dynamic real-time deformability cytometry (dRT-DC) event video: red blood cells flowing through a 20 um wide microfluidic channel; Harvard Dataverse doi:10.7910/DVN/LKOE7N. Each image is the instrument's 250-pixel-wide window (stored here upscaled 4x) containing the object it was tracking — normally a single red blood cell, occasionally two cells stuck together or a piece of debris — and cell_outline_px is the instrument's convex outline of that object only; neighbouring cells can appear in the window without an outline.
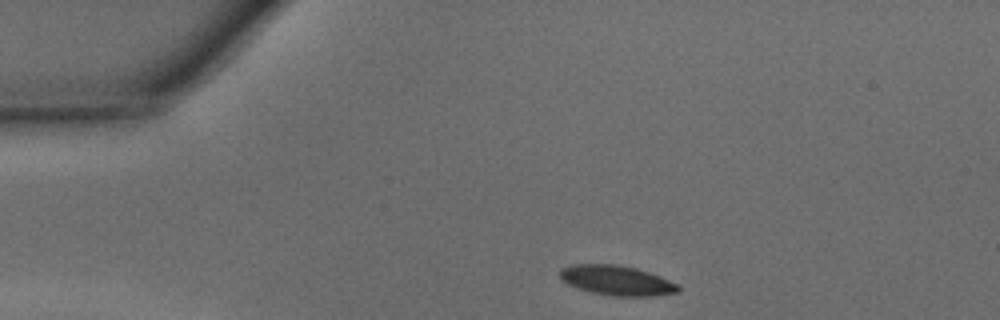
{"species": "common noctule bat (a hibernating species)", "species_latin": "Nyctalus noctula", "temperature_condition": "warm", "stored_images_in_passage": 29, "camera_frame_rate_fps": 3000, "um_per_image_px": 0.085, "animal": {"sex": "male", "body_mass_g": 15.6}, "frame": {"image": 1, "passage_image": 1, "time_ms": 0.0, "image_size_px": [1000, 320], "cell_outline_px": [[680, 292], [652, 296], [616, 296], [592, 292], [576, 288], [560, 280], [560, 268], [568, 264], [616, 264], [636, 268], [660, 276], [680, 284]], "centroid_in_image_um": [52.41, 23.83], "position_along_channel_um": 32.6, "area_um2": 20.81}}
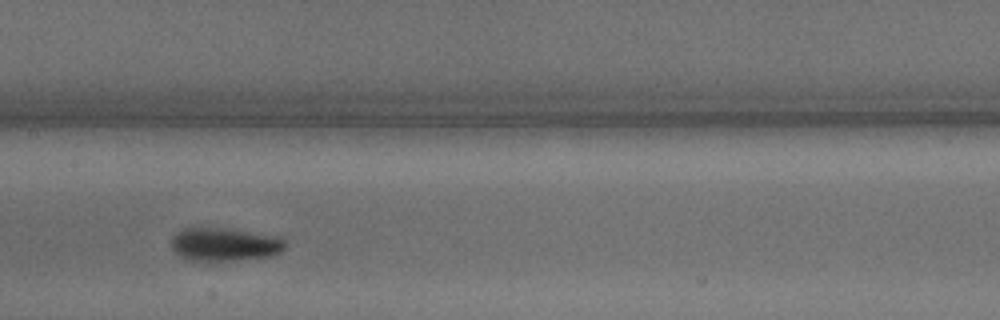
{"frame": {"image": 2, "passage_image": 15, "time_ms": 4.667, "image_size_px": [1000, 320], "cell_outline_px": [[284, 248], [280, 252], [268, 256], [236, 260], [184, 260], [172, 248], [172, 236], [176, 232], [184, 228], [224, 228], [276, 236], [284, 240]], "centroid_in_image_um": [19.04, 20.77], "position_along_channel_um": 188.4, "area_um2": 21.73}}
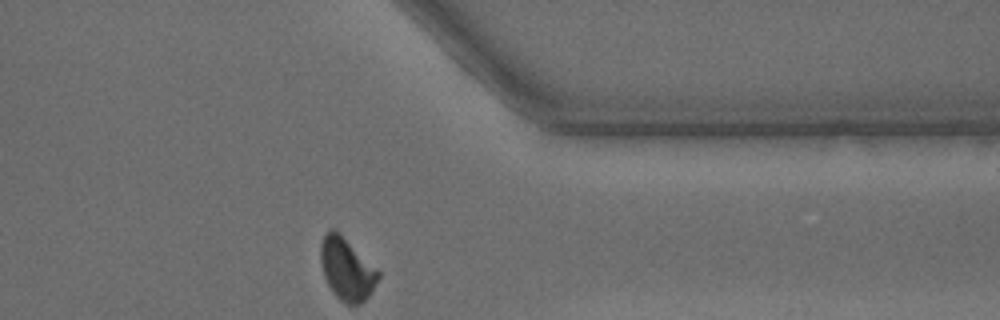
{"frame": {"image": 3, "passage_image": 29, "time_ms": 9.333, "image_size_px": [1000, 320], "cell_outline_px": [[380, 276], [372, 292], [360, 304], [348, 304], [340, 300], [332, 292], [324, 276], [320, 264], [320, 244], [324, 236], [332, 228], [376, 268], [380, 272]], "centroid_in_image_um": [29.46, 22.92], "position_along_channel_um": 381.9, "area_um2": 20.4}, "authors_computed_cell_mechanics": {"area_um2": 21.4438, "velocity_mm_per_s": 4.3417, "shape_relaxation_time_tau1_ms": 1.9418, "shape_relaxation_time_tau2_ms": 2.0595, "deformation_change_tau1": 0.1196, "deformation_change_tau2": 0.052}}